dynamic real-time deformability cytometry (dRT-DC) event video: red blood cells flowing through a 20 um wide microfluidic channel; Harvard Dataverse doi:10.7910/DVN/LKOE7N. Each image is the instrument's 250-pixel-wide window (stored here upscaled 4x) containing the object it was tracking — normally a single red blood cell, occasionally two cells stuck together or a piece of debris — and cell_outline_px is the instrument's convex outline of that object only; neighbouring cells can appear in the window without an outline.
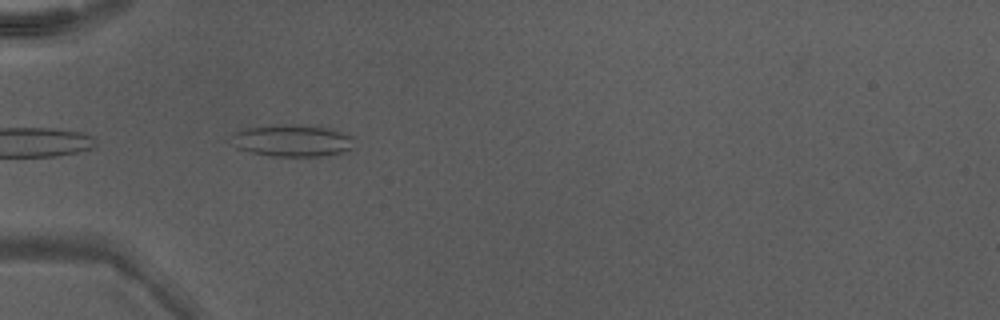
{"species": "Egyptian fruit bat (a non-hibernating species)", "species_latin": "Rousettus aegyptiacus", "temperature_condition": "warm", "stored_images_in_passage": 5, "camera_frame_rate_fps": 3000, "um_per_image_px": 0.085, "animal": {"sex": "male"}, "frame": {"image": 1, "passage_image": 2, "time_ms": 0.333, "image_size_px": [1000, 320], "cell_outline_px": [[356, 148], [344, 152], [328, 156], [272, 156], [252, 152], [236, 148], [228, 140], [236, 132], [248, 128], [332, 128], [356, 136]], "centroid_in_image_um": [24.98, 12.03], "position_along_channel_um": 60.0, "area_um2": 22.14}}